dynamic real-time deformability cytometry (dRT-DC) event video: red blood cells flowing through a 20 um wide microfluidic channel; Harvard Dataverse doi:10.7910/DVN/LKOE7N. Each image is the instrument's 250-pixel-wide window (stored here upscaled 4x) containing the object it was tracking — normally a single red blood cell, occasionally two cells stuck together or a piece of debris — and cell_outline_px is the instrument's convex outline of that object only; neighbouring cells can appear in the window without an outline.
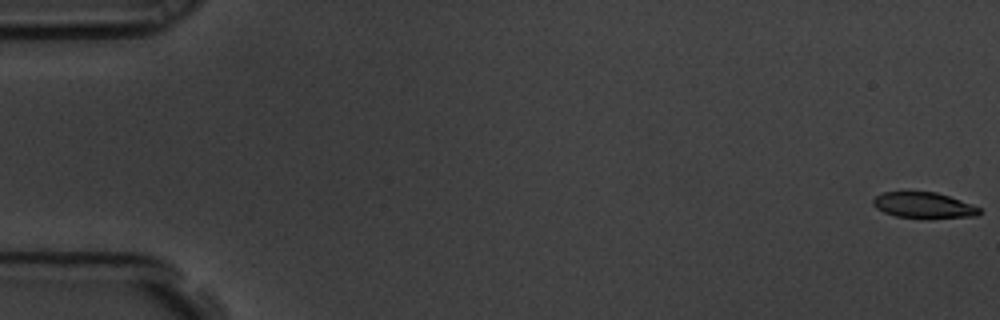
{"species": "common noctule bat (a hibernating species)", "species_latin": "Nyctalus noctula", "temperature_condition": "room temperature", "stored_images_in_passage": 59, "camera_frame_rate_fps": 3000, "um_per_image_px": 0.085, "animal": {"sex": "male", "body_mass_g": 19.5, "forearm_length_mm": 54.6}, "frame": {"image": 1, "passage_image": 1, "time_ms": 0.0, "image_size_px": [1000, 320], "cell_outline_px": [[980, 212], [976, 216], [896, 216], [884, 212], [876, 208], [872, 204], [872, 200], [876, 196], [884, 192], [936, 192], [960, 200], [980, 208]], "centroid_in_image_um": [78.45, 17.41], "position_along_channel_um": 6.6, "area_um2": 15.14}}
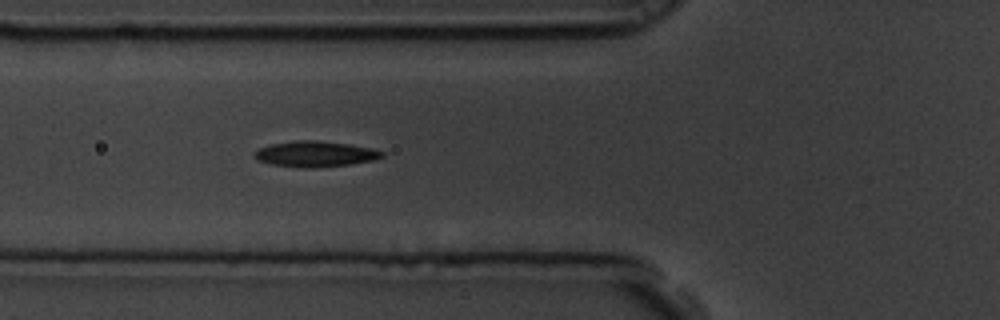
{"frame": {"image": 2, "passage_image": 22, "time_ms": 7.0, "image_size_px": [1000, 320], "cell_outline_px": [[384, 156], [372, 160], [352, 164], [316, 168], [304, 168], [272, 164], [256, 160], [252, 156], [252, 152], [260, 148], [272, 144], [296, 140], [316, 140], [348, 144], [372, 148], [384, 152]], "centroid_in_image_um": [26.77, 13.09], "position_along_channel_um": 99.0, "area_um2": 19.19}}
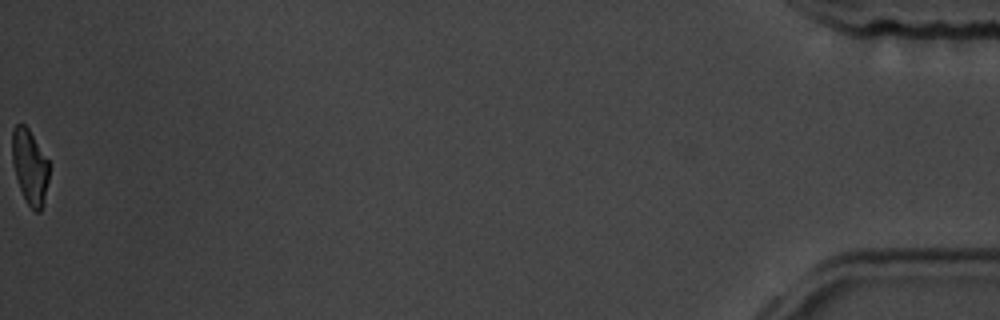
{"frame": {"image": 3, "passage_image": 59, "time_ms": 19.333, "image_size_px": [1000, 320], "cell_outline_px": [[48, 180], [44, 204], [40, 212], [36, 212], [28, 204], [20, 188], [12, 164], [12, 128], [16, 124], [24, 124], [28, 128], [48, 160]], "centroid_in_image_um": [2.53, 14.16], "position_along_channel_um": 432.7, "area_um2": 15.95}, "authors_computed_cell_mechanics": {"area_um2": 18.0914, "velocity_mm_per_s": 3.5362, "shape_relaxation_time_tau1_ms": 3.9849, "shape_relaxation_time_tau2_ms": 2.4027, "deformation_change_tau1": 0.1636, "deformation_change_tau2": 0.0864}}